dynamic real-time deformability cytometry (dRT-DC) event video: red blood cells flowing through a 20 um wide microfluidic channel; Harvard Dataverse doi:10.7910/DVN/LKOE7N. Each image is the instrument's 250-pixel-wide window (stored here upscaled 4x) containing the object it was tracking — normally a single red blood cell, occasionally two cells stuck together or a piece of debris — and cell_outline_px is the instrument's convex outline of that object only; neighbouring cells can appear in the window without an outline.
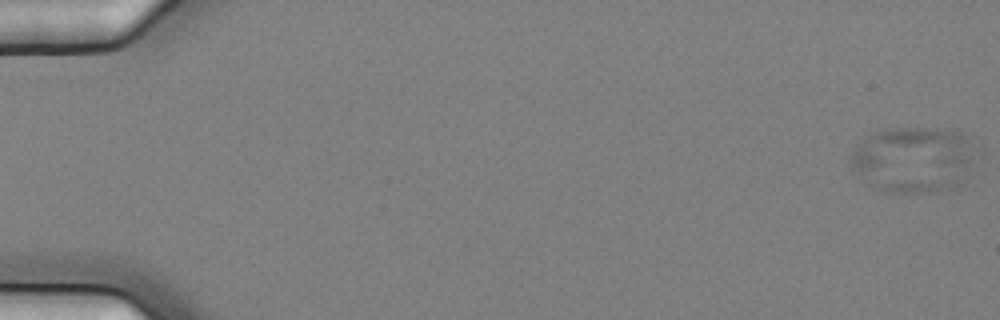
{"species": "common noctule bat (a hibernating species)", "species_latin": "Nyctalus noctula", "temperature_condition": "cold", "stored_images_in_passage": 7, "camera_frame_rate_fps": 3000, "um_per_image_px": 0.085, "animal": {"sex": "female", "body_mass_g": 25.1}, "frame": {"image": 1, "passage_image": 1, "time_ms": 0.0, "image_size_px": [1000, 320], "cell_outline_px": [[968, 164], [960, 184], [920, 192], [892, 192], [864, 184], [852, 168], [848, 160], [856, 144], [864, 136], [888, 128], [956, 128], [968, 136]], "centroid_in_image_um": [77.47, 13.51], "position_along_channel_um": 7.5, "area_um2": 47.16}}
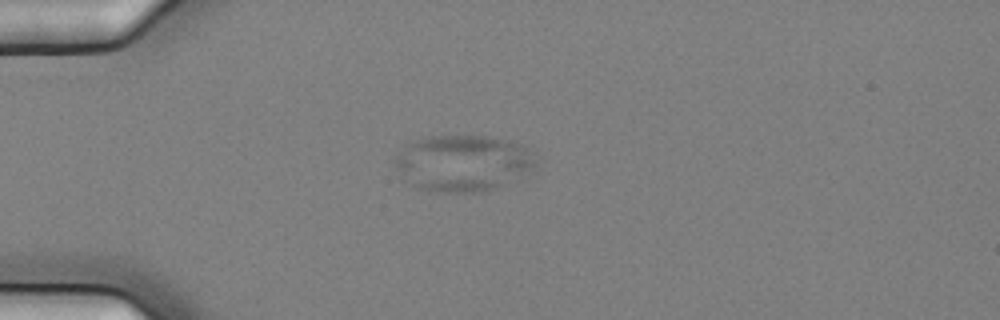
{"frame": {"image": 2, "passage_image": 5, "time_ms": 1.333, "image_size_px": [1000, 320], "cell_outline_px": [[536, 172], [520, 180], [484, 192], [428, 192], [412, 184], [392, 164], [392, 156], [408, 144], [416, 140], [428, 136], [488, 136], [524, 144], [528, 148], [536, 160]], "centroid_in_image_um": [39.42, 13.88], "position_along_channel_um": 45.6, "area_um2": 47.28}}